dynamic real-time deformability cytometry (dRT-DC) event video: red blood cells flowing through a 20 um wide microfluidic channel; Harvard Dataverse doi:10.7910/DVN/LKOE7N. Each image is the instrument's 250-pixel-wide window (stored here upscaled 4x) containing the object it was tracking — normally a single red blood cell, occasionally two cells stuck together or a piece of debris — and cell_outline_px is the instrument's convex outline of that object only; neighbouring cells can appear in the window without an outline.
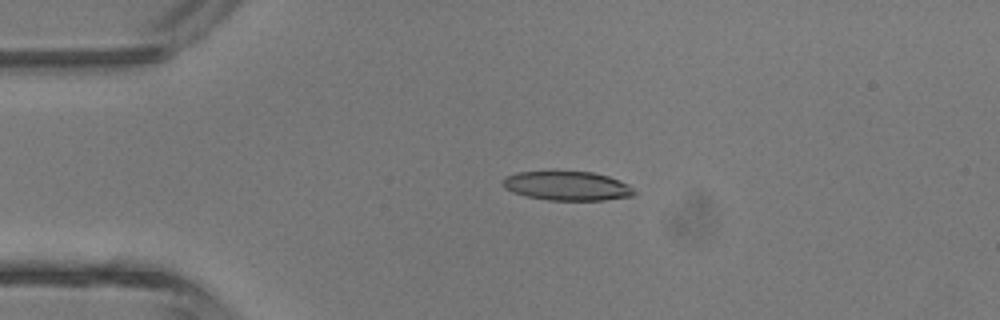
{"species": "common noctule bat (a hibernating species)", "species_latin": "Nyctalus noctula", "temperature_condition": "room temperature", "stored_images_in_passage": 3, "camera_frame_rate_fps": 3000, "um_per_image_px": 0.085, "animal": {"sex": "male", "body_mass_g": 13.3}, "frame": {"image": 1, "passage_image": 1, "time_ms": 0.0, "image_size_px": [1000, 320], "cell_outline_px": [[636, 192], [632, 196], [604, 200], [548, 200], [528, 196], [512, 192], [504, 188], [500, 184], [500, 180], [504, 176], [516, 172], [592, 172], [608, 176], [628, 184]], "centroid_in_image_um": [48.15, 15.8], "position_along_channel_um": 36.8, "area_um2": 22.31}}
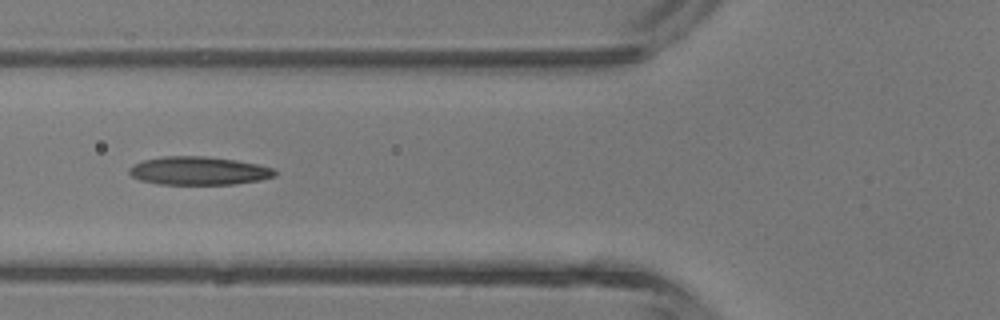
{"frame": {"image": 2, "passage_image": 3, "time_ms": 2.333, "image_size_px": [1000, 320], "cell_outline_px": [[276, 176], [260, 180], [232, 184], [160, 184], [140, 180], [132, 176], [128, 172], [128, 168], [132, 164], [144, 160], [164, 156], [204, 156], [236, 160], [276, 168]], "centroid_in_image_um": [16.89, 14.51], "position_along_channel_um": 108.9, "area_um2": 24.04}}